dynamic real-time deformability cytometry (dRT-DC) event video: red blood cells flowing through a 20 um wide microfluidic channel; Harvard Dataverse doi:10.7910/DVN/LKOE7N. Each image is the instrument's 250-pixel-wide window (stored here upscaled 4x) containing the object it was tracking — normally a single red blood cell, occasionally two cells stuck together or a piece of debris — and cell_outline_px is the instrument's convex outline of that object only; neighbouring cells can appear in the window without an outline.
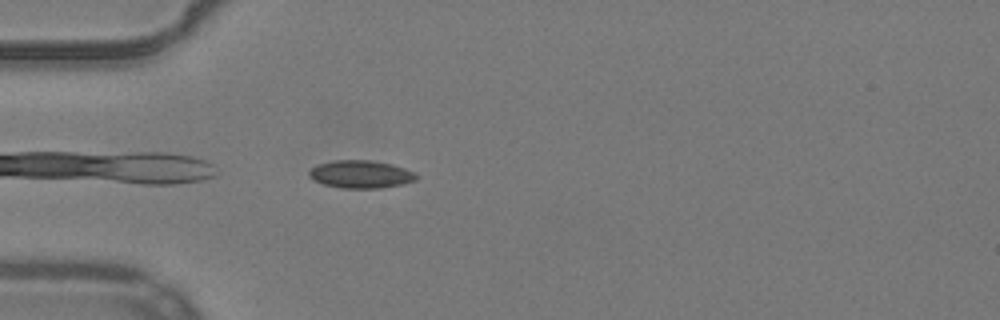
{"species": "common noctule bat (a hibernating species)", "species_latin": "Nyctalus noctula", "temperature_condition": "warm", "stored_images_in_passage": 38, "camera_frame_rate_fps": 3000, "um_per_image_px": 0.085, "animal": {"sex": "male", "body_mass_g": 19.2, "forearm_length_mm": 51.8}, "frame": {"image": 1, "passage_image": 1, "time_ms": 0.0, "image_size_px": [1000, 320], "cell_outline_px": [[420, 176], [416, 180], [404, 184], [380, 188], [340, 188], [324, 184], [308, 176], [308, 172], [316, 164], [332, 160], [372, 160], [392, 164], [416, 172]], "centroid_in_image_um": [30.7, 14.8], "position_along_channel_um": 54.3, "area_um2": 17.57}}
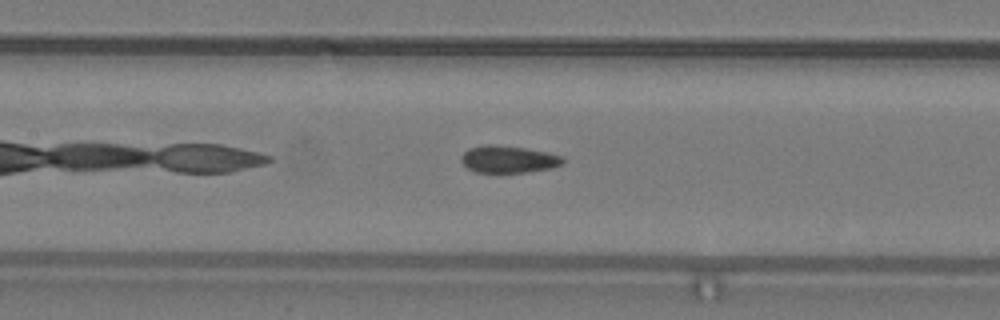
{"frame": {"image": 2, "passage_image": 10, "time_ms": 3.0, "image_size_px": [1000, 320], "cell_outline_px": [[564, 164], [552, 168], [524, 172], [476, 172], [468, 168], [460, 160], [460, 156], [468, 148], [484, 144], [496, 144], [524, 148], [548, 152], [564, 156]], "centroid_in_image_um": [43.22, 13.52], "position_along_channel_um": 164.2, "area_um2": 16.24}}
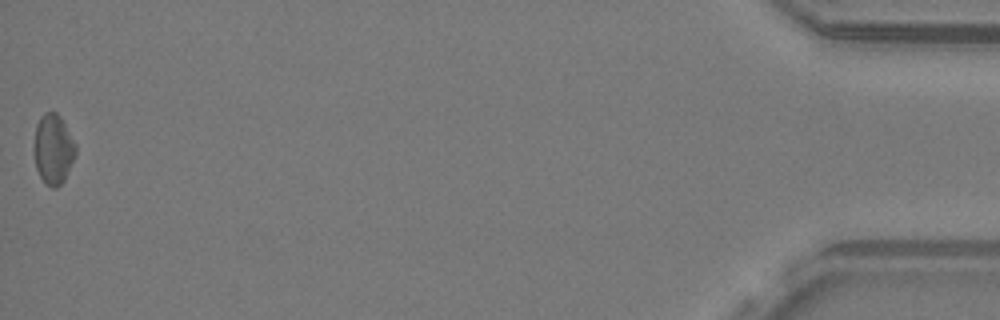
{"frame": {"image": 3, "passage_image": 38, "time_ms": 12.333, "image_size_px": [1000, 320], "cell_outline_px": [[76, 152], [64, 180], [56, 188], [52, 188], [40, 176], [36, 168], [36, 124], [40, 116], [44, 112], [56, 112], [60, 116], [76, 144]], "centroid_in_image_um": [4.55, 12.65], "position_along_channel_um": 430.6, "area_um2": 16.42}, "authors_computed_cell_mechanics": {"area_um2": 16.5019, "velocity_mm_per_s": 3.9114, "shape_relaxation_time_tau1_ms": null, "shape_relaxation_time_tau2_ms": 3.0185, "deformation_change_tau1": null, "deformation_change_tau2": 0.0656}}